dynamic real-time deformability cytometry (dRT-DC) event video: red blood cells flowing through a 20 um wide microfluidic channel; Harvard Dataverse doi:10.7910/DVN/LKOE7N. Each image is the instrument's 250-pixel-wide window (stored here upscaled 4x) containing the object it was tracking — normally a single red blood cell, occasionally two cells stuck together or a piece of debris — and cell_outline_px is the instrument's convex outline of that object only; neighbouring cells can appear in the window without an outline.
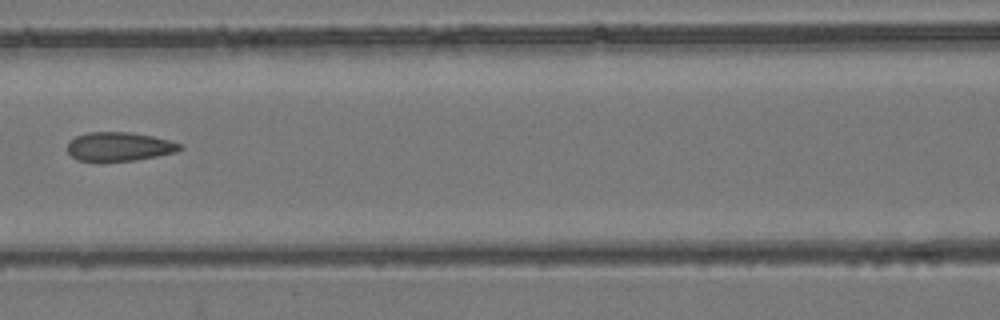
{"species": "common noctule bat (a hibernating species)", "species_latin": "Nyctalus noctula", "temperature_condition": "room temperature", "stored_images_in_passage": 3, "camera_frame_rate_fps": 3000, "um_per_image_px": 0.085, "animal": {"sex": "female", "body_mass_g": 24.6, "forearm_length_mm": 56.2}, "frame": {"image": 1, "passage_image": 3, "time_ms": 0.667, "image_size_px": [1000, 320], "cell_outline_px": [[184, 148], [176, 152], [136, 160], [100, 164], [96, 164], [76, 160], [68, 152], [68, 140], [76, 136], [88, 132], [132, 132], [152, 136], [168, 140], [180, 144]], "centroid_in_image_um": [10.06, 12.5], "position_along_channel_um": 156.5, "area_um2": 19.65}}